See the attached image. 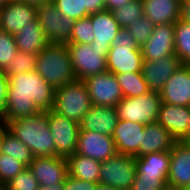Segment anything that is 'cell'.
Instances as JSON below:
<instances>
[{
	"label": "cell",
	"instance_id": "6da1fadb",
	"mask_svg": "<svg viewBox=\"0 0 190 190\" xmlns=\"http://www.w3.org/2000/svg\"><path fill=\"white\" fill-rule=\"evenodd\" d=\"M8 79L4 124L53 110L55 89L35 70Z\"/></svg>",
	"mask_w": 190,
	"mask_h": 190
},
{
	"label": "cell",
	"instance_id": "7a4b0ae2",
	"mask_svg": "<svg viewBox=\"0 0 190 190\" xmlns=\"http://www.w3.org/2000/svg\"><path fill=\"white\" fill-rule=\"evenodd\" d=\"M6 126L32 151L34 157L56 156L54 139L48 123V112L9 121Z\"/></svg>",
	"mask_w": 190,
	"mask_h": 190
},
{
	"label": "cell",
	"instance_id": "3957f363",
	"mask_svg": "<svg viewBox=\"0 0 190 190\" xmlns=\"http://www.w3.org/2000/svg\"><path fill=\"white\" fill-rule=\"evenodd\" d=\"M35 71L54 89L76 80L67 43H49L36 56Z\"/></svg>",
	"mask_w": 190,
	"mask_h": 190
},
{
	"label": "cell",
	"instance_id": "277c9868",
	"mask_svg": "<svg viewBox=\"0 0 190 190\" xmlns=\"http://www.w3.org/2000/svg\"><path fill=\"white\" fill-rule=\"evenodd\" d=\"M107 71L111 73L141 72L142 50L126 28H121L107 53Z\"/></svg>",
	"mask_w": 190,
	"mask_h": 190
},
{
	"label": "cell",
	"instance_id": "5b68a950",
	"mask_svg": "<svg viewBox=\"0 0 190 190\" xmlns=\"http://www.w3.org/2000/svg\"><path fill=\"white\" fill-rule=\"evenodd\" d=\"M91 106L87 86L83 80L76 79L55 89L53 111L61 116L79 124Z\"/></svg>",
	"mask_w": 190,
	"mask_h": 190
},
{
	"label": "cell",
	"instance_id": "8992f818",
	"mask_svg": "<svg viewBox=\"0 0 190 190\" xmlns=\"http://www.w3.org/2000/svg\"><path fill=\"white\" fill-rule=\"evenodd\" d=\"M77 80L107 71V53L110 47L83 43H67Z\"/></svg>",
	"mask_w": 190,
	"mask_h": 190
},
{
	"label": "cell",
	"instance_id": "52a82bcc",
	"mask_svg": "<svg viewBox=\"0 0 190 190\" xmlns=\"http://www.w3.org/2000/svg\"><path fill=\"white\" fill-rule=\"evenodd\" d=\"M159 92L149 91L139 97H125L116 106L119 119L144 125L158 121L161 105Z\"/></svg>",
	"mask_w": 190,
	"mask_h": 190
},
{
	"label": "cell",
	"instance_id": "ba28073f",
	"mask_svg": "<svg viewBox=\"0 0 190 190\" xmlns=\"http://www.w3.org/2000/svg\"><path fill=\"white\" fill-rule=\"evenodd\" d=\"M135 175V157L117 153L101 162L99 184L120 190H130Z\"/></svg>",
	"mask_w": 190,
	"mask_h": 190
},
{
	"label": "cell",
	"instance_id": "9c48e42d",
	"mask_svg": "<svg viewBox=\"0 0 190 190\" xmlns=\"http://www.w3.org/2000/svg\"><path fill=\"white\" fill-rule=\"evenodd\" d=\"M37 20L49 43L70 42L74 20L63 16L53 1L37 7Z\"/></svg>",
	"mask_w": 190,
	"mask_h": 190
},
{
	"label": "cell",
	"instance_id": "30bf717a",
	"mask_svg": "<svg viewBox=\"0 0 190 190\" xmlns=\"http://www.w3.org/2000/svg\"><path fill=\"white\" fill-rule=\"evenodd\" d=\"M48 123L54 139L56 156L68 158L75 154L77 148L79 124L69 118L49 110Z\"/></svg>",
	"mask_w": 190,
	"mask_h": 190
},
{
	"label": "cell",
	"instance_id": "8fae6325",
	"mask_svg": "<svg viewBox=\"0 0 190 190\" xmlns=\"http://www.w3.org/2000/svg\"><path fill=\"white\" fill-rule=\"evenodd\" d=\"M92 105L116 107L124 98L114 73L106 71L83 80Z\"/></svg>",
	"mask_w": 190,
	"mask_h": 190
},
{
	"label": "cell",
	"instance_id": "7c38bea8",
	"mask_svg": "<svg viewBox=\"0 0 190 190\" xmlns=\"http://www.w3.org/2000/svg\"><path fill=\"white\" fill-rule=\"evenodd\" d=\"M76 154L103 162L117 154L112 136L94 131H79Z\"/></svg>",
	"mask_w": 190,
	"mask_h": 190
},
{
	"label": "cell",
	"instance_id": "4fadbf2b",
	"mask_svg": "<svg viewBox=\"0 0 190 190\" xmlns=\"http://www.w3.org/2000/svg\"><path fill=\"white\" fill-rule=\"evenodd\" d=\"M28 167L39 186L63 184L68 175V160L60 156L34 157Z\"/></svg>",
	"mask_w": 190,
	"mask_h": 190
},
{
	"label": "cell",
	"instance_id": "5bb4252c",
	"mask_svg": "<svg viewBox=\"0 0 190 190\" xmlns=\"http://www.w3.org/2000/svg\"><path fill=\"white\" fill-rule=\"evenodd\" d=\"M162 103L190 106V64H182L159 92Z\"/></svg>",
	"mask_w": 190,
	"mask_h": 190
},
{
	"label": "cell",
	"instance_id": "9a60e30c",
	"mask_svg": "<svg viewBox=\"0 0 190 190\" xmlns=\"http://www.w3.org/2000/svg\"><path fill=\"white\" fill-rule=\"evenodd\" d=\"M174 24L155 25L148 41L141 47L143 61H154L175 54Z\"/></svg>",
	"mask_w": 190,
	"mask_h": 190
},
{
	"label": "cell",
	"instance_id": "2e32d148",
	"mask_svg": "<svg viewBox=\"0 0 190 190\" xmlns=\"http://www.w3.org/2000/svg\"><path fill=\"white\" fill-rule=\"evenodd\" d=\"M37 18V7L25 3H8L0 6V30L15 35Z\"/></svg>",
	"mask_w": 190,
	"mask_h": 190
},
{
	"label": "cell",
	"instance_id": "e0dca14e",
	"mask_svg": "<svg viewBox=\"0 0 190 190\" xmlns=\"http://www.w3.org/2000/svg\"><path fill=\"white\" fill-rule=\"evenodd\" d=\"M176 141H183L190 134V106L161 103L158 121Z\"/></svg>",
	"mask_w": 190,
	"mask_h": 190
},
{
	"label": "cell",
	"instance_id": "ac0fdd59",
	"mask_svg": "<svg viewBox=\"0 0 190 190\" xmlns=\"http://www.w3.org/2000/svg\"><path fill=\"white\" fill-rule=\"evenodd\" d=\"M181 65L179 58L172 54L159 60L143 61L141 72L149 90L160 92L168 79Z\"/></svg>",
	"mask_w": 190,
	"mask_h": 190
},
{
	"label": "cell",
	"instance_id": "d6986e66",
	"mask_svg": "<svg viewBox=\"0 0 190 190\" xmlns=\"http://www.w3.org/2000/svg\"><path fill=\"white\" fill-rule=\"evenodd\" d=\"M190 184V148L177 141L171 149L167 186L169 190H180Z\"/></svg>",
	"mask_w": 190,
	"mask_h": 190
},
{
	"label": "cell",
	"instance_id": "ffe728a7",
	"mask_svg": "<svg viewBox=\"0 0 190 190\" xmlns=\"http://www.w3.org/2000/svg\"><path fill=\"white\" fill-rule=\"evenodd\" d=\"M144 127L141 123L119 119L112 134L117 153L138 157Z\"/></svg>",
	"mask_w": 190,
	"mask_h": 190
},
{
	"label": "cell",
	"instance_id": "44dd1931",
	"mask_svg": "<svg viewBox=\"0 0 190 190\" xmlns=\"http://www.w3.org/2000/svg\"><path fill=\"white\" fill-rule=\"evenodd\" d=\"M118 120L116 107L92 105L79 123V131H94L112 136Z\"/></svg>",
	"mask_w": 190,
	"mask_h": 190
},
{
	"label": "cell",
	"instance_id": "7402d4cb",
	"mask_svg": "<svg viewBox=\"0 0 190 190\" xmlns=\"http://www.w3.org/2000/svg\"><path fill=\"white\" fill-rule=\"evenodd\" d=\"M176 142L171 133L158 122L147 124L144 127L138 157L159 151H171Z\"/></svg>",
	"mask_w": 190,
	"mask_h": 190
},
{
	"label": "cell",
	"instance_id": "603a6c76",
	"mask_svg": "<svg viewBox=\"0 0 190 190\" xmlns=\"http://www.w3.org/2000/svg\"><path fill=\"white\" fill-rule=\"evenodd\" d=\"M182 0H142L144 16L154 25L174 24L181 16Z\"/></svg>",
	"mask_w": 190,
	"mask_h": 190
},
{
	"label": "cell",
	"instance_id": "cb8c5ba5",
	"mask_svg": "<svg viewBox=\"0 0 190 190\" xmlns=\"http://www.w3.org/2000/svg\"><path fill=\"white\" fill-rule=\"evenodd\" d=\"M91 24L95 39L90 45L110 47L114 37L121 29L119 23L115 20L113 12L106 9L91 14Z\"/></svg>",
	"mask_w": 190,
	"mask_h": 190
},
{
	"label": "cell",
	"instance_id": "d4e9b609",
	"mask_svg": "<svg viewBox=\"0 0 190 190\" xmlns=\"http://www.w3.org/2000/svg\"><path fill=\"white\" fill-rule=\"evenodd\" d=\"M14 37L17 50L21 52L37 55L49 44L37 18L33 22L26 25V27L19 30Z\"/></svg>",
	"mask_w": 190,
	"mask_h": 190
},
{
	"label": "cell",
	"instance_id": "484cf974",
	"mask_svg": "<svg viewBox=\"0 0 190 190\" xmlns=\"http://www.w3.org/2000/svg\"><path fill=\"white\" fill-rule=\"evenodd\" d=\"M171 151H159L135 157L136 170L142 176L168 177Z\"/></svg>",
	"mask_w": 190,
	"mask_h": 190
},
{
	"label": "cell",
	"instance_id": "4316f807",
	"mask_svg": "<svg viewBox=\"0 0 190 190\" xmlns=\"http://www.w3.org/2000/svg\"><path fill=\"white\" fill-rule=\"evenodd\" d=\"M68 175L87 182L99 183L101 162L80 154L67 158Z\"/></svg>",
	"mask_w": 190,
	"mask_h": 190
},
{
	"label": "cell",
	"instance_id": "83f0119b",
	"mask_svg": "<svg viewBox=\"0 0 190 190\" xmlns=\"http://www.w3.org/2000/svg\"><path fill=\"white\" fill-rule=\"evenodd\" d=\"M2 150L3 154L15 158L27 167L34 159L32 151L7 129L6 124H3Z\"/></svg>",
	"mask_w": 190,
	"mask_h": 190
},
{
	"label": "cell",
	"instance_id": "f1b7e54d",
	"mask_svg": "<svg viewBox=\"0 0 190 190\" xmlns=\"http://www.w3.org/2000/svg\"><path fill=\"white\" fill-rule=\"evenodd\" d=\"M117 81L125 97H139L149 92L147 82L143 79L142 72L116 73Z\"/></svg>",
	"mask_w": 190,
	"mask_h": 190
},
{
	"label": "cell",
	"instance_id": "f546056e",
	"mask_svg": "<svg viewBox=\"0 0 190 190\" xmlns=\"http://www.w3.org/2000/svg\"><path fill=\"white\" fill-rule=\"evenodd\" d=\"M174 29L175 55L182 64H190V23L179 19Z\"/></svg>",
	"mask_w": 190,
	"mask_h": 190
},
{
	"label": "cell",
	"instance_id": "4dcf8cb0",
	"mask_svg": "<svg viewBox=\"0 0 190 190\" xmlns=\"http://www.w3.org/2000/svg\"><path fill=\"white\" fill-rule=\"evenodd\" d=\"M142 0H130L127 4L113 11L115 20L121 28H127L136 19L144 16Z\"/></svg>",
	"mask_w": 190,
	"mask_h": 190
},
{
	"label": "cell",
	"instance_id": "1f68e13d",
	"mask_svg": "<svg viewBox=\"0 0 190 190\" xmlns=\"http://www.w3.org/2000/svg\"><path fill=\"white\" fill-rule=\"evenodd\" d=\"M36 54L17 51L15 58L9 62L2 72L10 76L34 71L36 69Z\"/></svg>",
	"mask_w": 190,
	"mask_h": 190
},
{
	"label": "cell",
	"instance_id": "d6a6232c",
	"mask_svg": "<svg viewBox=\"0 0 190 190\" xmlns=\"http://www.w3.org/2000/svg\"><path fill=\"white\" fill-rule=\"evenodd\" d=\"M95 39L91 14L74 21L69 43L92 44Z\"/></svg>",
	"mask_w": 190,
	"mask_h": 190
},
{
	"label": "cell",
	"instance_id": "836d02e7",
	"mask_svg": "<svg viewBox=\"0 0 190 190\" xmlns=\"http://www.w3.org/2000/svg\"><path fill=\"white\" fill-rule=\"evenodd\" d=\"M155 25L145 16L136 19L126 29L131 33L135 42L139 47H142L153 33Z\"/></svg>",
	"mask_w": 190,
	"mask_h": 190
},
{
	"label": "cell",
	"instance_id": "e575fe53",
	"mask_svg": "<svg viewBox=\"0 0 190 190\" xmlns=\"http://www.w3.org/2000/svg\"><path fill=\"white\" fill-rule=\"evenodd\" d=\"M63 16L74 21L86 17V0H53Z\"/></svg>",
	"mask_w": 190,
	"mask_h": 190
},
{
	"label": "cell",
	"instance_id": "d590c367",
	"mask_svg": "<svg viewBox=\"0 0 190 190\" xmlns=\"http://www.w3.org/2000/svg\"><path fill=\"white\" fill-rule=\"evenodd\" d=\"M27 166L13 157L2 154L0 157V185L7 184Z\"/></svg>",
	"mask_w": 190,
	"mask_h": 190
},
{
	"label": "cell",
	"instance_id": "8d00e7d4",
	"mask_svg": "<svg viewBox=\"0 0 190 190\" xmlns=\"http://www.w3.org/2000/svg\"><path fill=\"white\" fill-rule=\"evenodd\" d=\"M130 190H169L167 177L142 176L136 170Z\"/></svg>",
	"mask_w": 190,
	"mask_h": 190
},
{
	"label": "cell",
	"instance_id": "74e56055",
	"mask_svg": "<svg viewBox=\"0 0 190 190\" xmlns=\"http://www.w3.org/2000/svg\"><path fill=\"white\" fill-rule=\"evenodd\" d=\"M14 35L0 30V69L3 70L17 53Z\"/></svg>",
	"mask_w": 190,
	"mask_h": 190
},
{
	"label": "cell",
	"instance_id": "f35d334b",
	"mask_svg": "<svg viewBox=\"0 0 190 190\" xmlns=\"http://www.w3.org/2000/svg\"><path fill=\"white\" fill-rule=\"evenodd\" d=\"M8 190H38L39 183L29 167H26L12 180L5 184Z\"/></svg>",
	"mask_w": 190,
	"mask_h": 190
},
{
	"label": "cell",
	"instance_id": "ab89813d",
	"mask_svg": "<svg viewBox=\"0 0 190 190\" xmlns=\"http://www.w3.org/2000/svg\"><path fill=\"white\" fill-rule=\"evenodd\" d=\"M98 184L67 175L63 183V190H95Z\"/></svg>",
	"mask_w": 190,
	"mask_h": 190
},
{
	"label": "cell",
	"instance_id": "60d3db41",
	"mask_svg": "<svg viewBox=\"0 0 190 190\" xmlns=\"http://www.w3.org/2000/svg\"><path fill=\"white\" fill-rule=\"evenodd\" d=\"M106 9L105 0H86V16Z\"/></svg>",
	"mask_w": 190,
	"mask_h": 190
},
{
	"label": "cell",
	"instance_id": "b9f144b4",
	"mask_svg": "<svg viewBox=\"0 0 190 190\" xmlns=\"http://www.w3.org/2000/svg\"><path fill=\"white\" fill-rule=\"evenodd\" d=\"M130 0H105L106 10L113 12L114 10L121 8L124 4H127Z\"/></svg>",
	"mask_w": 190,
	"mask_h": 190
},
{
	"label": "cell",
	"instance_id": "7bdbcfd3",
	"mask_svg": "<svg viewBox=\"0 0 190 190\" xmlns=\"http://www.w3.org/2000/svg\"><path fill=\"white\" fill-rule=\"evenodd\" d=\"M180 19L190 23V2L181 1V16Z\"/></svg>",
	"mask_w": 190,
	"mask_h": 190
},
{
	"label": "cell",
	"instance_id": "ee69618b",
	"mask_svg": "<svg viewBox=\"0 0 190 190\" xmlns=\"http://www.w3.org/2000/svg\"><path fill=\"white\" fill-rule=\"evenodd\" d=\"M8 83V77L2 72L0 74V96H7Z\"/></svg>",
	"mask_w": 190,
	"mask_h": 190
},
{
	"label": "cell",
	"instance_id": "f6af8a7d",
	"mask_svg": "<svg viewBox=\"0 0 190 190\" xmlns=\"http://www.w3.org/2000/svg\"><path fill=\"white\" fill-rule=\"evenodd\" d=\"M6 96H0V124H4Z\"/></svg>",
	"mask_w": 190,
	"mask_h": 190
},
{
	"label": "cell",
	"instance_id": "bcb514c9",
	"mask_svg": "<svg viewBox=\"0 0 190 190\" xmlns=\"http://www.w3.org/2000/svg\"><path fill=\"white\" fill-rule=\"evenodd\" d=\"M38 190H63V184L39 186Z\"/></svg>",
	"mask_w": 190,
	"mask_h": 190
},
{
	"label": "cell",
	"instance_id": "7dc6e473",
	"mask_svg": "<svg viewBox=\"0 0 190 190\" xmlns=\"http://www.w3.org/2000/svg\"><path fill=\"white\" fill-rule=\"evenodd\" d=\"M53 0H24L25 3L32 4L36 7L43 5L44 3L52 2Z\"/></svg>",
	"mask_w": 190,
	"mask_h": 190
},
{
	"label": "cell",
	"instance_id": "c3c4849f",
	"mask_svg": "<svg viewBox=\"0 0 190 190\" xmlns=\"http://www.w3.org/2000/svg\"><path fill=\"white\" fill-rule=\"evenodd\" d=\"M95 190H120V189L98 184Z\"/></svg>",
	"mask_w": 190,
	"mask_h": 190
},
{
	"label": "cell",
	"instance_id": "681fc988",
	"mask_svg": "<svg viewBox=\"0 0 190 190\" xmlns=\"http://www.w3.org/2000/svg\"><path fill=\"white\" fill-rule=\"evenodd\" d=\"M2 141H3V124H0V157L3 154Z\"/></svg>",
	"mask_w": 190,
	"mask_h": 190
},
{
	"label": "cell",
	"instance_id": "f907efd6",
	"mask_svg": "<svg viewBox=\"0 0 190 190\" xmlns=\"http://www.w3.org/2000/svg\"><path fill=\"white\" fill-rule=\"evenodd\" d=\"M183 142L185 143V145H187L190 148V135H188Z\"/></svg>",
	"mask_w": 190,
	"mask_h": 190
},
{
	"label": "cell",
	"instance_id": "816d5d0a",
	"mask_svg": "<svg viewBox=\"0 0 190 190\" xmlns=\"http://www.w3.org/2000/svg\"><path fill=\"white\" fill-rule=\"evenodd\" d=\"M17 2H24V0H5V4H8V3H17Z\"/></svg>",
	"mask_w": 190,
	"mask_h": 190
},
{
	"label": "cell",
	"instance_id": "f5cc1de1",
	"mask_svg": "<svg viewBox=\"0 0 190 190\" xmlns=\"http://www.w3.org/2000/svg\"><path fill=\"white\" fill-rule=\"evenodd\" d=\"M180 190H190V184L184 186V187H183L182 189H180Z\"/></svg>",
	"mask_w": 190,
	"mask_h": 190
},
{
	"label": "cell",
	"instance_id": "db71d44e",
	"mask_svg": "<svg viewBox=\"0 0 190 190\" xmlns=\"http://www.w3.org/2000/svg\"><path fill=\"white\" fill-rule=\"evenodd\" d=\"M0 190H8L5 185H0Z\"/></svg>",
	"mask_w": 190,
	"mask_h": 190
},
{
	"label": "cell",
	"instance_id": "11a10c76",
	"mask_svg": "<svg viewBox=\"0 0 190 190\" xmlns=\"http://www.w3.org/2000/svg\"><path fill=\"white\" fill-rule=\"evenodd\" d=\"M5 4V0H0V6H3Z\"/></svg>",
	"mask_w": 190,
	"mask_h": 190
}]
</instances>
